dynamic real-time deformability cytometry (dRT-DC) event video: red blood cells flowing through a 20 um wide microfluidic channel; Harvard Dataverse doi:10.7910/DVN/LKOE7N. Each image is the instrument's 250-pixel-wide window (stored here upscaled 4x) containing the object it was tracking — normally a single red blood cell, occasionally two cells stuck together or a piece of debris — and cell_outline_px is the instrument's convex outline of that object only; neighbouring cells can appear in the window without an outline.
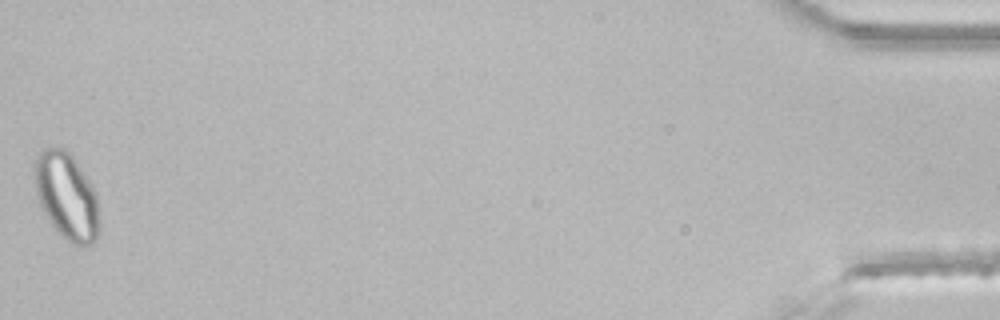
{"species": "common noctule bat (a hibernating species)", "species_latin": "Nyctalus noctula", "temperature_condition": "room temperature", "stored_images_in_passage": 47, "segment_of_instrument_passage": [2, 2], "camera_frame_rate_fps": 3000, "um_per_image_px": 0.085, "animal": {"sex": "male", "body_mass_g": 21.5, "forearm_length_mm": 52.0}, "frame": {"image": 1, "passage_image": 47, "time_ms": 15.333, "image_size_px": [1000, 320], "cell_outline_px": [[100, 232], [96, 240], [92, 244], [84, 248], [72, 244], [48, 220], [40, 204], [36, 192], [36, 156], [44, 148], [64, 148], [72, 156], [96, 192], [100, 212]], "centroid_in_image_um": [5.73, 16.73], "position_along_channel_um": 429.5, "area_um2": 32.6}}